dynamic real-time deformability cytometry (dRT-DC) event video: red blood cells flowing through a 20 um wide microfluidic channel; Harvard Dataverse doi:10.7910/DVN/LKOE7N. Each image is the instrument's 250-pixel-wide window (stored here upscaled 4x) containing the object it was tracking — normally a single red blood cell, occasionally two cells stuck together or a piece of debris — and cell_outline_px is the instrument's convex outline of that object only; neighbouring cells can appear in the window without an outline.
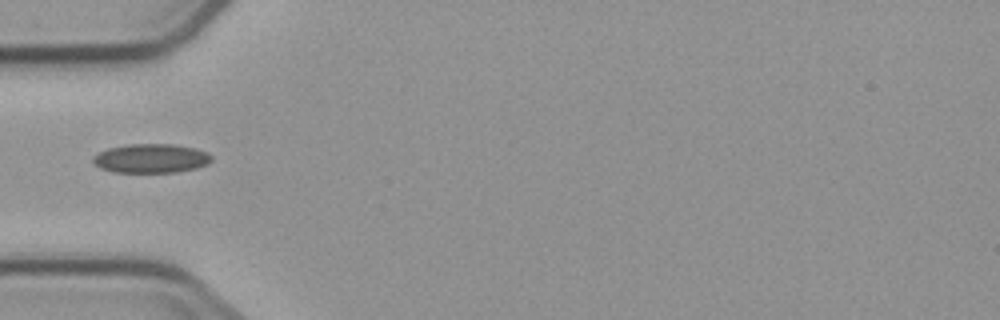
{"species": "common noctule bat (a hibernating species)", "species_latin": "Nyctalus noctula", "temperature_condition": "cold", "stored_images_in_passage": 5, "camera_frame_rate_fps": 3000, "um_per_image_px": 0.085, "animal": {"sex": "male", "body_mass_g": 23.1, "forearm_length_mm": 52.7}, "frame": {"image": 1, "passage_image": 5, "time_ms": 5.333, "image_size_px": [1000, 320], "cell_outline_px": [[212, 160], [208, 164], [196, 168], [176, 172], [112, 172], [100, 168], [92, 164], [92, 156], [108, 148], [128, 144], [172, 144], [196, 148], [208, 152], [212, 156]], "centroid_in_image_um": [12.83, 13.46], "position_along_channel_um": 72.2, "area_um2": 20.29}}